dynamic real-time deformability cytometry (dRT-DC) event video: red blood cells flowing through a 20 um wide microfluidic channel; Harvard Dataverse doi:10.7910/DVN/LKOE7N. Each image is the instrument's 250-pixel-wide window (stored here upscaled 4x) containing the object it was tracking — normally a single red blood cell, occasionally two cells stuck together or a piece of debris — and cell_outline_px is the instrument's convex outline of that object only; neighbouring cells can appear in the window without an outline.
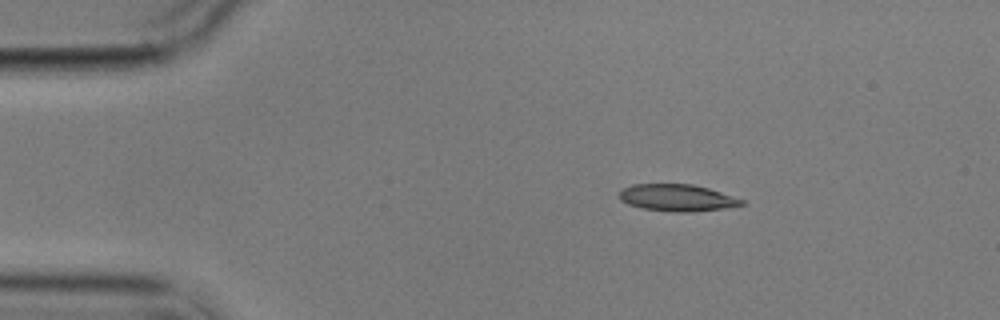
{"species": "common noctule bat (a hibernating species)", "species_latin": "Nyctalus noctula", "temperature_condition": "cold", "stored_images_in_passage": 3, "camera_frame_rate_fps": 3000, "um_per_image_px": 0.085, "animal": {"sex": "male", "body_mass_g": 17.9}, "frame": {"image": 1, "passage_image": 2, "time_ms": 1.0, "image_size_px": [1000, 320], "cell_outline_px": [[744, 204], [720, 208], [692, 212], [676, 212], [644, 208], [628, 204], [620, 200], [620, 188], [632, 184], [692, 184], [708, 188], [744, 200]], "centroid_in_image_um": [57.5, 16.79], "position_along_channel_um": 27.5, "area_um2": 18.9}}